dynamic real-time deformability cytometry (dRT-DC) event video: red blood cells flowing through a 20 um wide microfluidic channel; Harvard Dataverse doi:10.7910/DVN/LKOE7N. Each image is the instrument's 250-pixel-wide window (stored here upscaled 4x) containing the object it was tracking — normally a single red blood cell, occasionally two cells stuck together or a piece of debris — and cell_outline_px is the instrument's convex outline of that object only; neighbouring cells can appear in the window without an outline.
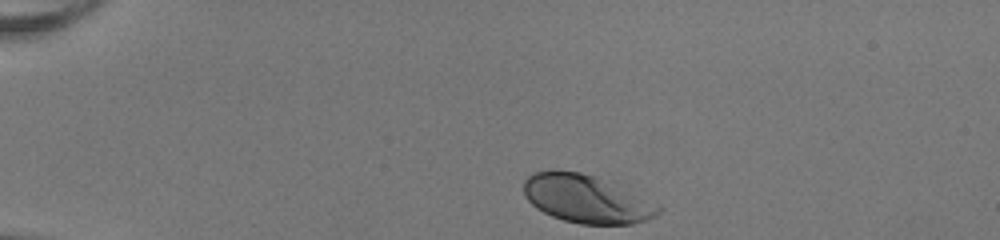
{"species": "human", "species_latin": "Homo sapiens", "temperature_condition": "room temperature", "stored_images_in_passage": 34, "camera_frame_rate_fps": 3000, "um_per_image_px": 0.085, "donor": {"sex": "female"}, "frame": {"image": 1, "passage_image": 1, "time_ms": 0.0, "image_size_px": [1000, 240], "cell_outline_px": [[664, 208], [656, 216], [648, 220], [632, 224], [580, 224], [564, 220], [552, 216], [536, 208], [524, 196], [524, 180], [532, 172], [552, 168], [556, 168], [580, 172], [596, 176], [608, 180]], "centroid_in_image_um": [49.81, 16.88], "position_along_channel_um": 35.2, "area_um2": 38.15}}
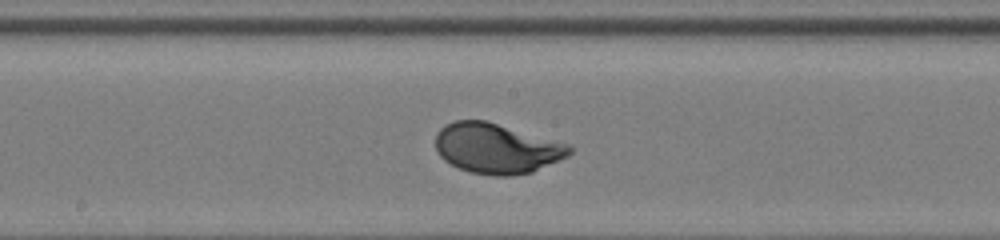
{"frame": {"image": 2, "passage_image": 19, "time_ms": 6.0, "image_size_px": [1000, 240], "cell_outline_px": [[572, 152], [568, 156], [532, 172], [512, 176], [492, 176], [468, 172], [444, 160], [436, 152], [436, 132], [444, 124], [456, 120], [484, 120], [572, 144]], "centroid_in_image_um": [42.22, 12.61], "position_along_channel_um": 206.0, "area_um2": 39.48}}
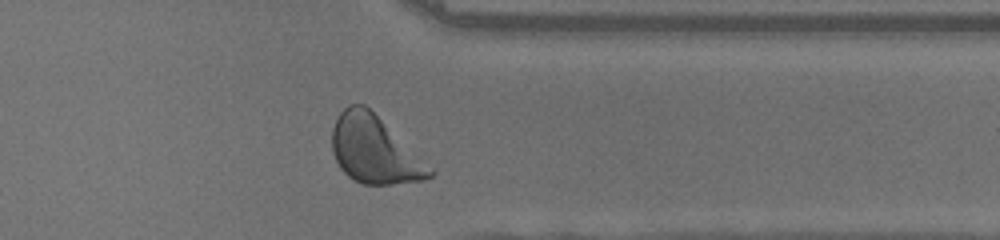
{"frame": {"image": 3, "passage_image": 32, "time_ms": 10.333, "image_size_px": [1000, 240], "cell_outline_px": [[436, 172], [432, 176], [424, 180], [388, 184], [364, 184], [352, 180], [340, 168], [332, 152], [332, 128], [340, 112], [348, 104], [364, 104]], "centroid_in_image_um": [31.78, 12.75], "position_along_channel_um": 379.6, "area_um2": 37.69}, "authors_computed_cell_mechanics": {"area_um2": 38.0035, "velocity_mm_per_s": 4.0337, "shape_relaxation_time_tau1_ms": 1.874, "shape_relaxation_time_tau2_ms": null, "deformation_change_tau1": 0.1507, "deformation_change_tau2": null}}